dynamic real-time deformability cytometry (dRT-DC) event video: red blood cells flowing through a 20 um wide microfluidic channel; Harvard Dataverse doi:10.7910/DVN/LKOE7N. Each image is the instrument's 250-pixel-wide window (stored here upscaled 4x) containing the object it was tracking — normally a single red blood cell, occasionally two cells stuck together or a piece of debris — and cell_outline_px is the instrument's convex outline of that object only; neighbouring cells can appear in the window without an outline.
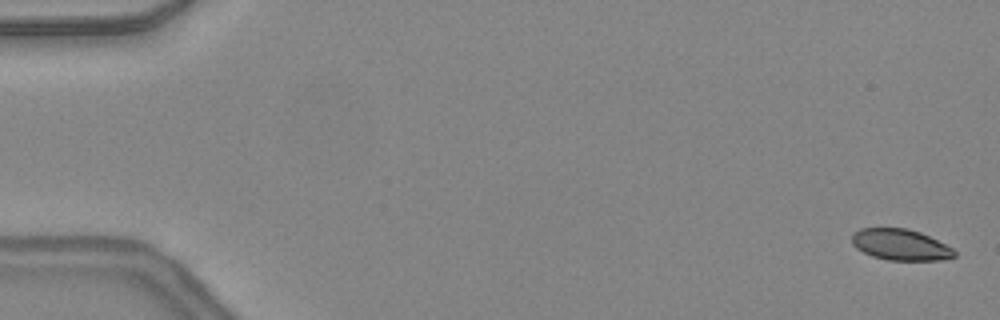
{"species": "common noctule bat (a hibernating species)", "species_latin": "Nyctalus noctula", "temperature_condition": "warm", "stored_images_in_passage": 48, "camera_frame_rate_fps": 3000, "um_per_image_px": 0.085, "animal": {"sex": "female", "body_mass_g": 24.6, "forearm_length_mm": 56.2}, "frame": {"image": 1, "passage_image": 2, "time_ms": 0.333, "image_size_px": [1000, 320], "cell_outline_px": [[956, 256], [944, 260], [888, 260], [872, 256], [856, 248], [852, 244], [852, 232], [860, 228], [908, 228], [920, 232], [952, 248], [956, 252]], "centroid_in_image_um": [76.52, 20.8], "position_along_channel_um": 8.5, "area_um2": 18.61}}
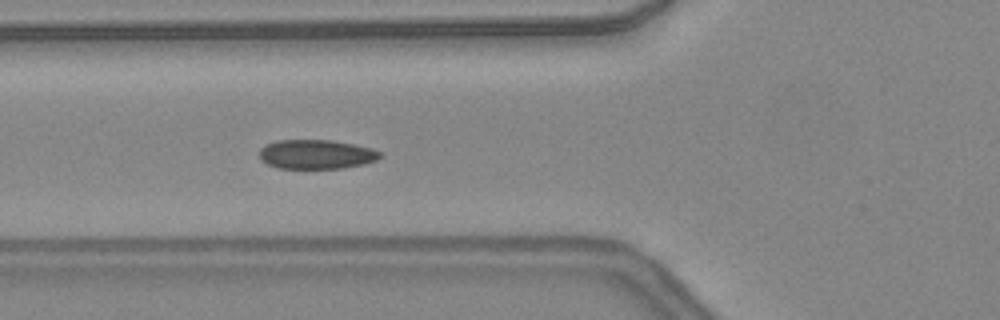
{"frame": {"image": 2, "passage_image": 19, "time_ms": 6.0, "image_size_px": [1000, 320], "cell_outline_px": [[380, 156], [376, 160], [364, 164], [344, 168], [276, 168], [260, 160], [260, 148], [264, 144], [276, 140], [332, 140], [356, 144], [372, 148], [380, 152]], "centroid_in_image_um": [26.86, 13.11], "position_along_channel_um": 98.9, "area_um2": 20.75}}
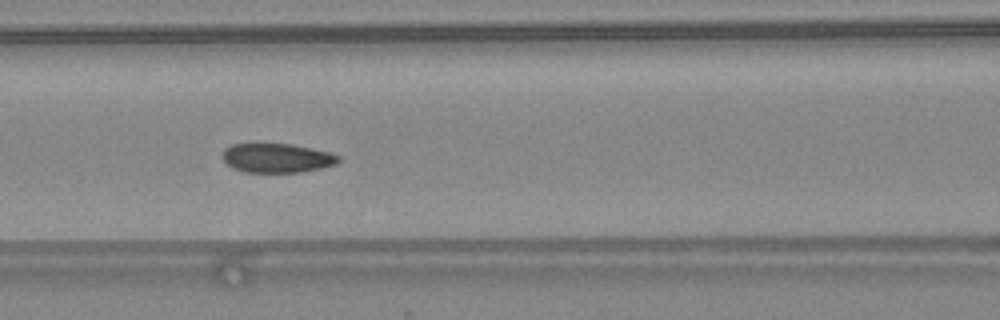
{"frame": {"image": 3, "passage_image": 22, "time_ms": 7.0, "image_size_px": [1000, 320], "cell_outline_px": [[340, 160], [336, 164], [304, 172], [244, 172], [232, 168], [224, 160], [224, 148], [232, 144], [256, 140], [292, 144], [332, 152], [340, 156]], "centroid_in_image_um": [23.52, 13.38], "position_along_channel_um": 143.1, "area_um2": 20.63}, "authors_computed_cell_mechanics": {"area_um2": 20.4901, "velocity_mm_per_s": 4.3785, "shape_relaxation_time_tau1_ms": 3.1993, "shape_relaxation_time_tau2_ms": 3.9658, "deformation_change_tau1": 0.0912, "deformation_change_tau2": 0.0651}}